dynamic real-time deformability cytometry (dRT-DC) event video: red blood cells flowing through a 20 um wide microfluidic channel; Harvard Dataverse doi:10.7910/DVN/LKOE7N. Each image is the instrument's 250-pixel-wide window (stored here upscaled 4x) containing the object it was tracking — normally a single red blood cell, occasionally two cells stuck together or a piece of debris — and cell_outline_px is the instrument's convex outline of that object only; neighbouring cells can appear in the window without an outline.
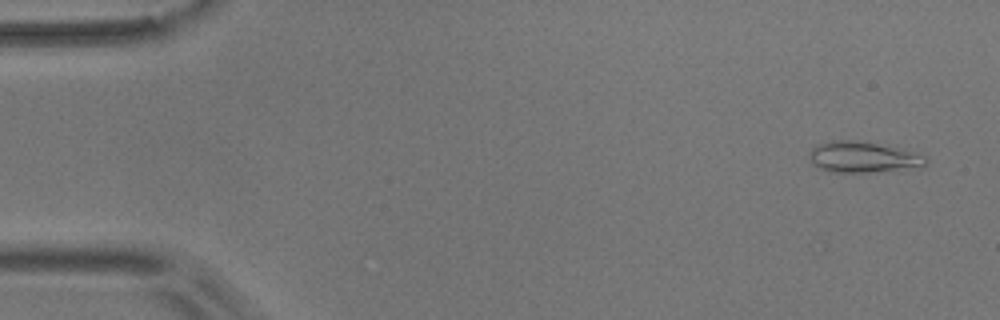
{"species": "common noctule bat (a hibernating species)", "species_latin": "Nyctalus noctula", "temperature_condition": "room temperature", "stored_images_in_passage": 13, "camera_frame_rate_fps": 3000, "um_per_image_px": 0.085, "animal": {"sex": "male", "body_mass_g": 17.9}, "frame": {"image": 1, "passage_image": 3, "time_ms": 0.667, "image_size_px": [1000, 320], "cell_outline_px": [[928, 160], [924, 164], [868, 172], [836, 172], [820, 168], [808, 156], [808, 152], [816, 144], [832, 140], [852, 140], [896, 144], [924, 156]], "centroid_in_image_um": [73.32, 13.28], "position_along_channel_um": 11.7, "area_um2": 20.87}}